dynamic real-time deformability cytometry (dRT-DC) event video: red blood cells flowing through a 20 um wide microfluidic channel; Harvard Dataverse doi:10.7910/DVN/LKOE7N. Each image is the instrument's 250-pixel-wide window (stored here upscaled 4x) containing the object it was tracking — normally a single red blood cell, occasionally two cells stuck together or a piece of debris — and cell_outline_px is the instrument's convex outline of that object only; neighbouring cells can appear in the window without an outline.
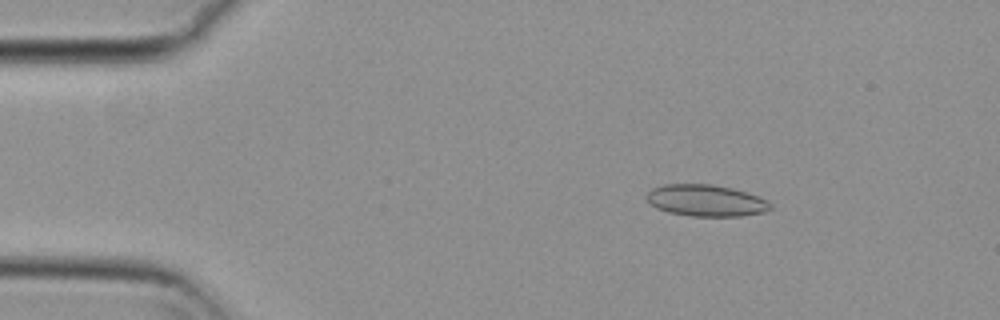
{"species": "common noctule bat (a hibernating species)", "species_latin": "Nyctalus noctula", "temperature_condition": "cold", "stored_images_in_passage": 53, "camera_frame_rate_fps": 3000, "um_per_image_px": 0.085, "animal": {"sex": "female", "body_mass_g": 29.2, "forearm_length_mm": 56.3}, "frame": {"image": 1, "passage_image": 6, "time_ms": 1.667, "image_size_px": [1000, 320], "cell_outline_px": [[772, 208], [764, 212], [740, 216], [692, 216], [668, 212], [656, 208], [644, 196], [652, 188], [664, 184], [712, 184], [732, 188], [768, 200], [772, 204]], "centroid_in_image_um": [59.99, 17.04], "position_along_channel_um": 25.0, "area_um2": 22.77}}
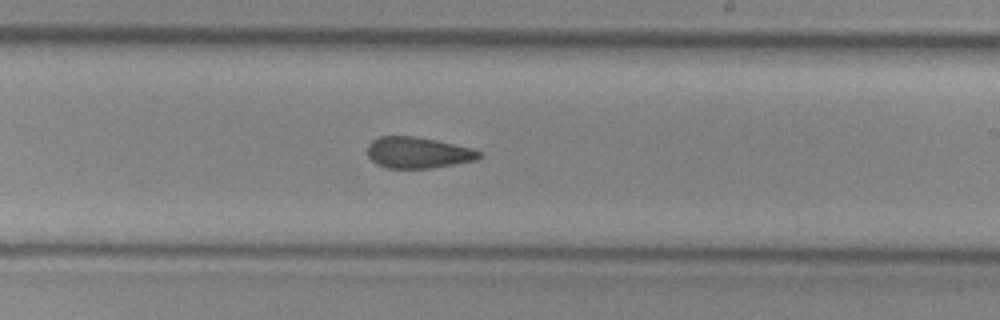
{"frame": {"image": 2, "passage_image": 30, "time_ms": 9.667, "image_size_px": [1000, 320], "cell_outline_px": [[484, 156], [476, 160], [432, 168], [384, 168], [376, 164], [368, 156], [368, 144], [372, 140], [380, 136], [416, 136], [436, 140], [472, 148], [484, 152]], "centroid_in_image_um": [35.55, 12.97], "position_along_channel_um": 253.4, "area_um2": 20.52}}
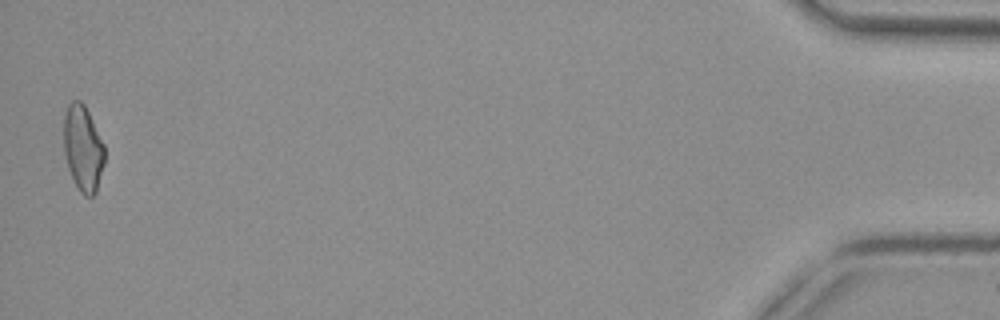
{"frame": {"image": 3, "passage_image": 52, "time_ms": 17.0, "image_size_px": [1000, 320], "cell_outline_px": [[104, 164], [96, 192], [92, 196], [84, 196], [80, 192], [68, 168], [64, 152], [64, 116], [68, 104], [72, 100], [80, 100], [84, 104], [104, 144]], "centroid_in_image_um": [7.05, 12.6], "position_along_channel_um": 428.1, "area_um2": 20.29}}